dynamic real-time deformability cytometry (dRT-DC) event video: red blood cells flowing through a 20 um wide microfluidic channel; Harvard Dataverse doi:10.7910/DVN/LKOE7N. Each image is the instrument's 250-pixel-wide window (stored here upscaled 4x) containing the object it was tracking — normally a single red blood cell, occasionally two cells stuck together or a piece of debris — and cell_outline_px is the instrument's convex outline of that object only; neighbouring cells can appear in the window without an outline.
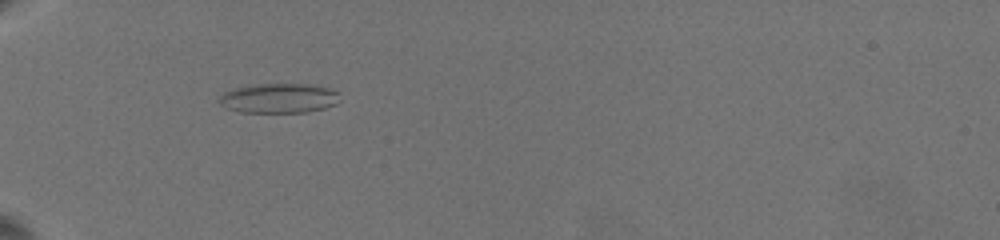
{"species": "common noctule bat (a hibernating species)", "species_latin": "Nyctalus noctula", "temperature_condition": "warm", "stored_images_in_passage": 52, "camera_frame_rate_fps": 3000, "um_per_image_px": 0.085, "animal": {"sex": "female", "body_mass_g": 19.5, "forearm_length_mm": 54.1}, "frame": {"image": 1, "passage_image": 1, "time_ms": 0.0, "image_size_px": [1000, 240], "cell_outline_px": [[340, 100], [336, 104], [324, 108], [308, 112], [240, 112], [228, 108], [220, 104], [216, 100], [224, 92], [236, 88], [256, 84], [308, 84], [328, 88], [340, 92]], "centroid_in_image_um": [23.73, 8.35], "position_along_channel_um": 61.3, "area_um2": 20.92}}
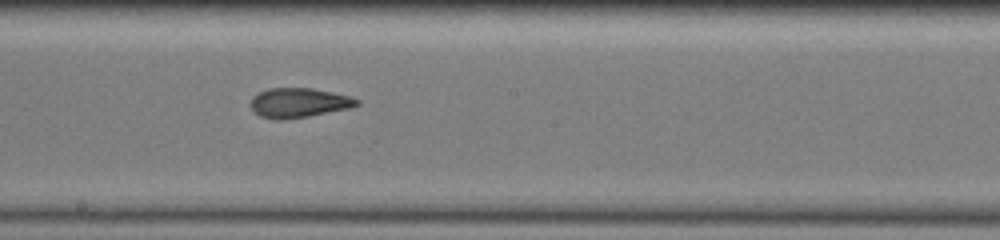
{"frame": {"image": 2, "passage_image": 31, "time_ms": 5.0, "image_size_px": [1000, 240], "cell_outline_px": [[360, 104], [348, 108], [308, 116], [284, 120], [276, 120], [260, 116], [252, 108], [252, 96], [268, 88], [312, 88], [352, 96], [360, 100]], "centroid_in_image_um": [25.42, 8.73], "position_along_channel_um": 222.8, "area_um2": 18.21}}
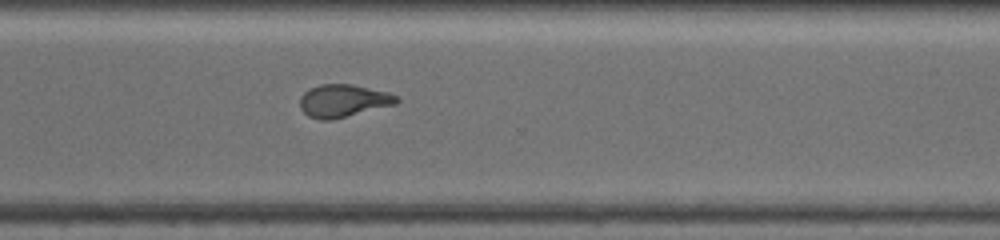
{"frame": {"image": 3, "passage_image": 51, "time_ms": 8.333, "image_size_px": [1000, 240], "cell_outline_px": [[400, 100], [396, 104], [332, 120], [320, 120], [308, 116], [300, 108], [300, 96], [308, 88], [320, 84], [352, 84], [388, 92], [396, 96]], "centroid_in_image_um": [29.15, 8.56], "position_along_channel_um": 341.5, "area_um2": 18.5}}